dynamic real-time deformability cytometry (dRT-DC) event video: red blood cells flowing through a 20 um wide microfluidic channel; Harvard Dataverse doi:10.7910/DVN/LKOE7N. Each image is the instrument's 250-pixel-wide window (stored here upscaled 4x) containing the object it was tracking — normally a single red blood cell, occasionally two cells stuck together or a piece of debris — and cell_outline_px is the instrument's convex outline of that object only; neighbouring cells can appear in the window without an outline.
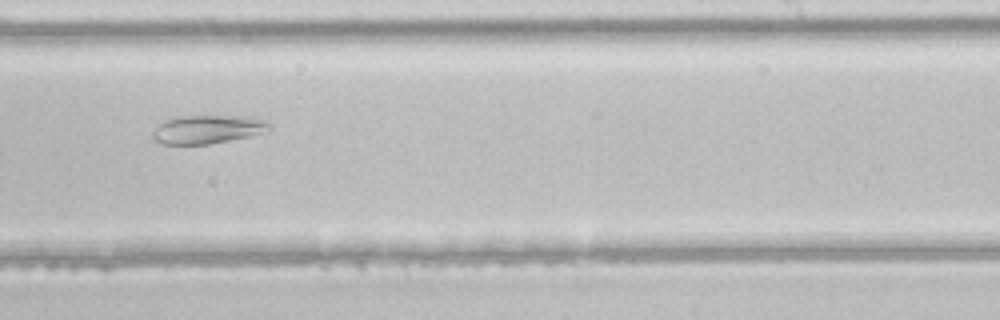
{"species": "common noctule bat (a hibernating species)", "species_latin": "Nyctalus noctula", "temperature_condition": "room temperature", "stored_images_in_passage": 26, "camera_frame_rate_fps": 3000, "um_per_image_px": 0.085, "animal": {"sex": "male", "body_mass_g": 21.5, "forearm_length_mm": 52.0}, "frame": {"image": 1, "passage_image": 15, "time_ms": 4.667, "image_size_px": [1000, 320], "cell_outline_px": [[272, 128], [248, 136], [208, 144], [160, 144], [152, 136], [152, 132], [160, 124], [168, 120], [180, 116], [252, 116], [264, 120], [272, 124]], "centroid_in_image_um": [17.66, 10.99], "position_along_channel_um": 271.3, "area_um2": 19.07}}